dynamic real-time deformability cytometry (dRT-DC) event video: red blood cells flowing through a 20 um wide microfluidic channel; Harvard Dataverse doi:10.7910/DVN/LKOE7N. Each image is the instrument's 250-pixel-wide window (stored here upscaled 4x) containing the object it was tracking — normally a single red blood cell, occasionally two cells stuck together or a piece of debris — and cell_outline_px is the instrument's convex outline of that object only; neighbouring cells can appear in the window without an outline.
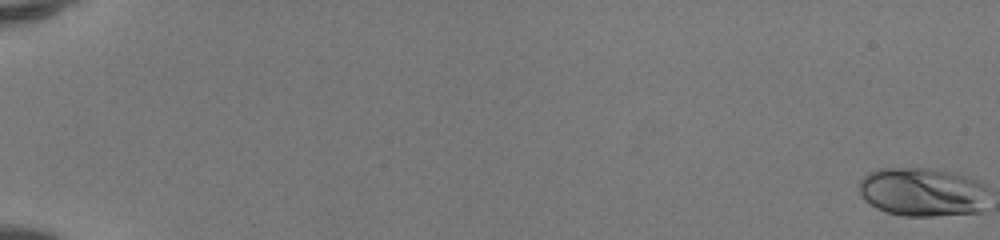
{"species": "human", "species_latin": "Homo sapiens", "temperature_condition": "room temperature", "stored_images_in_passage": 52, "camera_frame_rate_fps": 3000, "um_per_image_px": 0.085, "donor": {"sex": "female"}, "frame": {"image": 1, "passage_image": 1, "time_ms": 0.0, "image_size_px": [1000, 240], "cell_outline_px": [[972, 212], [892, 212], [880, 208], [872, 204], [864, 196], [864, 180], [868, 176], [876, 172], [916, 172], [968, 200]], "centroid_in_image_um": [77.48, 16.48], "position_along_channel_um": 7.5, "area_um2": 23.47}}
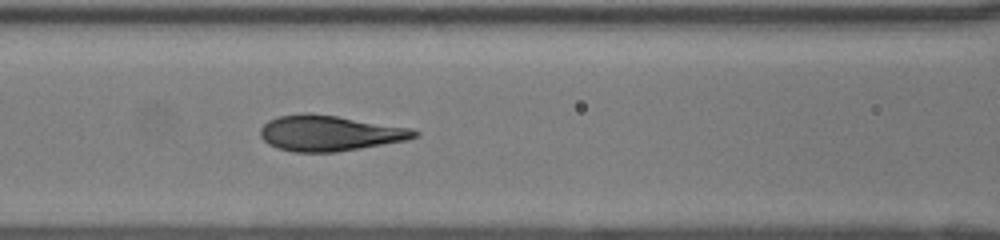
{"frame": {"image": 2, "passage_image": 26, "time_ms": 8.333, "image_size_px": [1000, 240], "cell_outline_px": [[416, 136], [400, 140], [328, 152], [304, 152], [280, 148], [264, 140], [264, 124], [272, 120], [284, 116], [332, 116], [400, 128], [416, 132]], "centroid_in_image_um": [27.93, 11.35], "position_along_channel_um": 138.7, "area_um2": 28.44}}
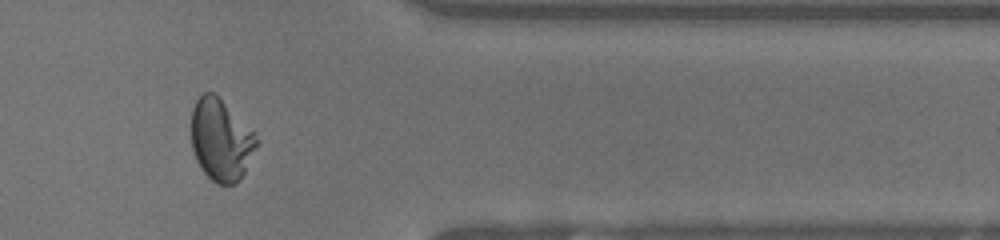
{"frame": {"image": 3, "passage_image": 45, "time_ms": 14.667, "image_size_px": [1000, 240], "cell_outline_px": [[256, 144], [244, 172], [232, 184], [220, 184], [212, 180], [208, 176], [200, 164], [196, 156], [192, 144], [192, 112], [200, 96], [204, 92], [212, 92], [252, 132], [256, 140]], "centroid_in_image_um": [18.74, 11.9], "position_along_channel_um": 392.7, "area_um2": 29.19}, "authors_computed_cell_mechanics": {"area_um2": 28.4087, "velocity_mm_per_s": 4.1653, "shape_relaxation_time_tau1_ms": 3.8195, "shape_relaxation_time_tau2_ms": null, "deformation_change_tau1": 0.2055, "deformation_change_tau2": null}}